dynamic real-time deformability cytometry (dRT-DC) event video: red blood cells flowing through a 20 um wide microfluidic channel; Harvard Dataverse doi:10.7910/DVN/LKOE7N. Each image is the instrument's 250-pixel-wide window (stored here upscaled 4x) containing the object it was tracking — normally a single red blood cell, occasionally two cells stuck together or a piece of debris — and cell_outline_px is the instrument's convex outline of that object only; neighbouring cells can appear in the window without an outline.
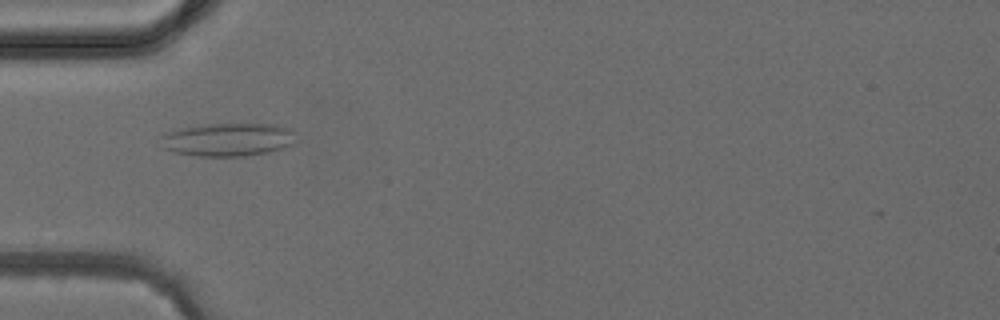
{"species": "common noctule bat (a hibernating species)", "species_latin": "Nyctalus noctula", "temperature_condition": "cold", "stored_images_in_passage": 2, "camera_frame_rate_fps": 3000, "um_per_image_px": 0.085, "animal": {"sex": "female", "body_mass_g": 24.6, "forearm_length_mm": 56.2}, "frame": {"image": 1, "passage_image": 2, "time_ms": 1.0, "image_size_px": [1000, 320], "cell_outline_px": [[300, 140], [296, 144], [284, 148], [268, 152], [244, 156], [196, 156], [172, 152], [164, 148], [164, 132], [176, 128], [204, 124], [276, 124], [292, 128], [296, 132]], "centroid_in_image_um": [19.49, 11.85], "position_along_channel_um": 65.5, "area_um2": 26.76}}